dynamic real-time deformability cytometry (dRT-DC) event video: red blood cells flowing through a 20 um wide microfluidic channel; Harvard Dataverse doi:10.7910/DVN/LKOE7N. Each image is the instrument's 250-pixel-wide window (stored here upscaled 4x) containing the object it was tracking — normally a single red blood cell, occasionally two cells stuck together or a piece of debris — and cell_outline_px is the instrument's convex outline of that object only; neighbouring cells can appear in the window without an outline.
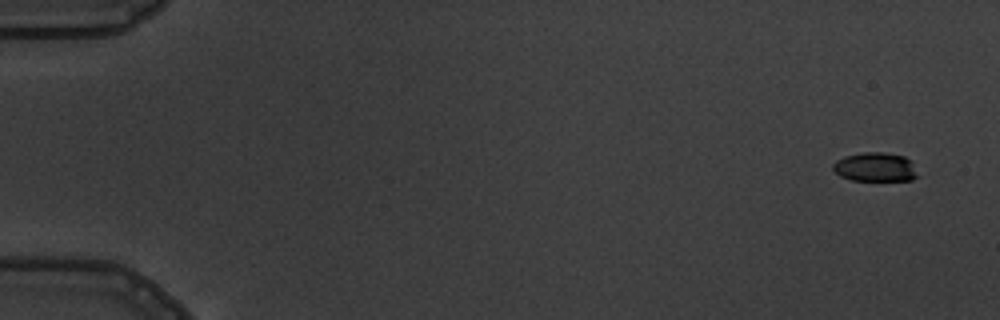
{"species": "common noctule bat (a hibernating species)", "species_latin": "Nyctalus noctula", "temperature_condition": "warm", "stored_images_in_passage": 5, "camera_frame_rate_fps": 3000, "um_per_image_px": 0.085, "animal": {"sex": "male", "body_mass_g": 19.5, "forearm_length_mm": 54.6}, "frame": {"image": 1, "passage_image": 1, "time_ms": 0.0, "image_size_px": [1000, 320], "cell_outline_px": [[920, 176], [912, 180], [852, 180], [840, 176], [832, 168], [832, 164], [836, 160], [844, 156], [864, 152], [884, 152], [904, 156], [908, 160]], "centroid_in_image_um": [74.38, 14.2], "position_along_channel_um": 10.6, "area_um2": 14.28}}